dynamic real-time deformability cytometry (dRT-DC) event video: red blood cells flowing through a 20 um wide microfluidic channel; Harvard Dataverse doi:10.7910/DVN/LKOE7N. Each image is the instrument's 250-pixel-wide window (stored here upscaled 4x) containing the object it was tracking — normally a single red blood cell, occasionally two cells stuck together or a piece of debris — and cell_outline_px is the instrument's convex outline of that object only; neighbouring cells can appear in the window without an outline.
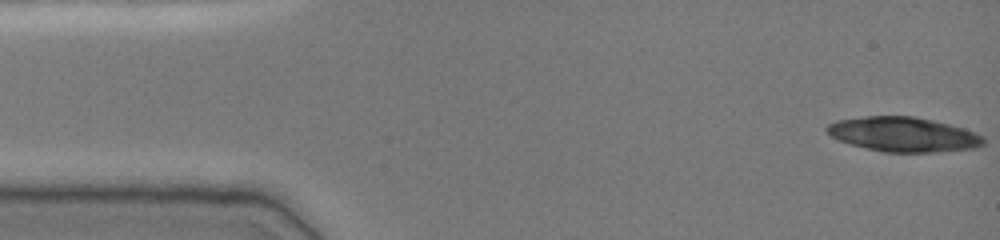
{"species": "common noctule bat (a hibernating species)", "species_latin": "Nyctalus noctula", "temperature_condition": "cold", "stored_images_in_passage": 28, "camera_frame_rate_fps": 3000, "um_per_image_px": 0.085, "animal": {"sex": "female", "body_mass_g": 19.0, "forearm_length_mm": 51.5}, "frame": {"image": 1, "passage_image": 1, "time_ms": 0.0, "image_size_px": [1000, 240], "cell_outline_px": [[984, 144], [976, 148], [936, 152], [884, 152], [852, 144], [840, 140], [832, 136], [824, 128], [828, 124], [836, 120], [864, 116], [912, 116], [932, 120], [964, 128], [984, 136]], "centroid_in_image_um": [76.8, 11.42], "position_along_channel_um": 8.2, "area_um2": 31.44}}